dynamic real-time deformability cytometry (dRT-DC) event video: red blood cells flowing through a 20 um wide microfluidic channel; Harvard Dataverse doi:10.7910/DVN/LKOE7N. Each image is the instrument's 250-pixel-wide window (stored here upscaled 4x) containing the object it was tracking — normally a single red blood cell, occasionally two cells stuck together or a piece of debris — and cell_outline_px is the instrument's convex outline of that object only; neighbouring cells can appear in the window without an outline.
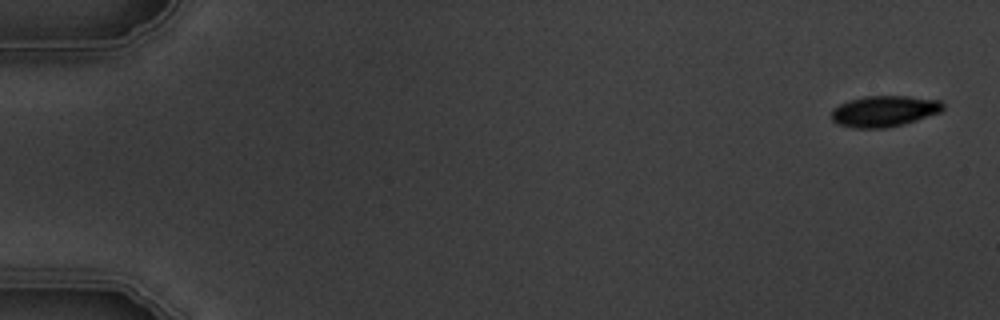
{"species": "common noctule bat (a hibernating species)", "species_latin": "Nyctalus noctula", "temperature_condition": "warm", "stored_images_in_passage": 6, "camera_frame_rate_fps": 3000, "um_per_image_px": 0.085, "animal": {"sex": "male", "body_mass_g": 19.5, "forearm_length_mm": 54.6}, "frame": {"image": 1, "passage_image": 1, "time_ms": 0.0, "image_size_px": [1000, 320], "cell_outline_px": [[944, 108], [940, 112], [916, 120], [884, 128], [852, 128], [836, 124], [832, 120], [832, 108], [848, 100], [864, 96], [908, 96], [940, 100], [944, 104]], "centroid_in_image_um": [75.12, 9.44], "position_along_channel_um": 9.9, "area_um2": 20.17}}